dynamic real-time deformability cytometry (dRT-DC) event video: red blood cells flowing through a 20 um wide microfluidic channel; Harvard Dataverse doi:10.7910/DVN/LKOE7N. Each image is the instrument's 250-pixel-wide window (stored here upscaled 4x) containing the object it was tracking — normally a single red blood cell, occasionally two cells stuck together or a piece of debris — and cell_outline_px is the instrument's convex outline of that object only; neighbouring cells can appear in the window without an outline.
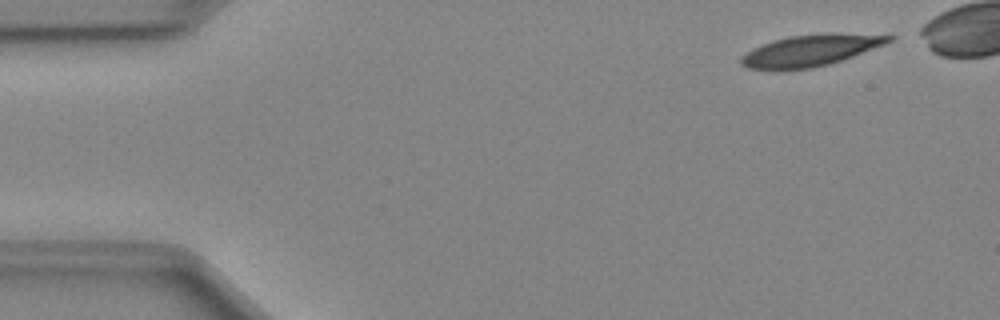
{"species": "Egyptian fruit bat (a non-hibernating species)", "species_latin": "Rousettus aegyptiacus", "temperature_condition": "cold", "stored_images_in_passage": 42, "camera_frame_rate_fps": 3000, "um_per_image_px": 0.085, "animal": {"sex": "female"}, "frame": {"image": 1, "passage_image": 2, "time_ms": 0.333, "image_size_px": [1000, 320], "cell_outline_px": [[896, 36], [892, 40], [884, 44], [852, 56], [828, 64], [812, 68], [748, 68], [740, 64], [740, 56], [752, 48], [788, 36], [824, 32], [828, 32]], "centroid_in_image_um": [68.9, 4.25], "position_along_channel_um": 16.1, "area_um2": 26.47}}
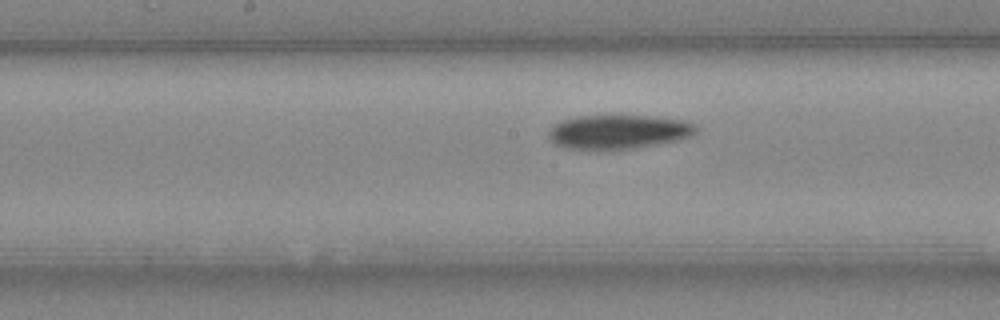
{"frame": {"image": 2, "passage_image": 23, "time_ms": 7.333, "image_size_px": [1000, 320], "cell_outline_px": [[696, 132], [692, 136], [680, 140], [616, 152], [600, 152], [568, 148], [556, 144], [548, 136], [548, 132], [560, 120], [580, 116], [648, 116], [684, 120], [696, 124]], "centroid_in_image_um": [52.58, 11.25], "position_along_channel_um": 195.6, "area_um2": 30.11}}
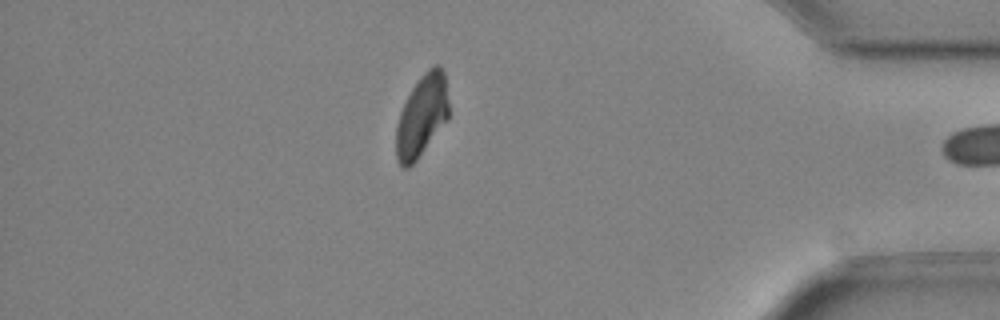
{"frame": {"image": 3, "passage_image": 41, "time_ms": 13.333, "image_size_px": [1000, 320], "cell_outline_px": [[448, 120], [416, 160], [408, 168], [404, 168], [396, 160], [396, 124], [400, 112], [412, 88], [420, 76], [432, 64], [440, 64], [444, 72], [448, 100]], "centroid_in_image_um": [35.85, 9.83], "position_along_channel_um": 399.3, "area_um2": 25.14}}